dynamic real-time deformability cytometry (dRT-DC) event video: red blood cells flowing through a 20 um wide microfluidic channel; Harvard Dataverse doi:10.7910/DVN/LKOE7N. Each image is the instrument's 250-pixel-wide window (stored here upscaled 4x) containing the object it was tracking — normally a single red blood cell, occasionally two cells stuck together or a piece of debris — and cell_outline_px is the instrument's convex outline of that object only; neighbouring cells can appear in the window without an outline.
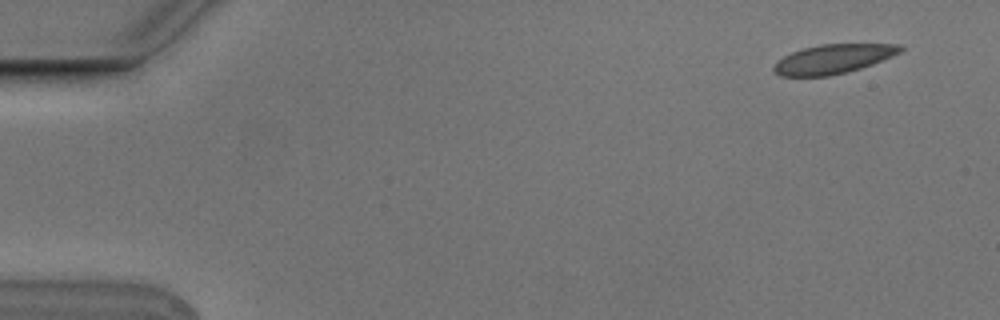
{"species": "Egyptian fruit bat (a non-hibernating species)", "species_latin": "Rousettus aegyptiacus", "temperature_condition": "cold", "stored_images_in_passage": 7, "camera_frame_rate_fps": 3000, "um_per_image_px": 0.085, "animal": {"sex": "male"}, "frame": {"image": 1, "passage_image": 1, "time_ms": 0.0, "image_size_px": [1000, 320], "cell_outline_px": [[904, 48], [900, 52], [892, 56], [872, 64], [860, 68], [828, 76], [780, 76], [772, 72], [772, 68], [784, 56], [792, 52], [804, 48], [820, 44], [900, 44]], "centroid_in_image_um": [70.81, 5.01], "position_along_channel_um": 14.2, "area_um2": 21.33}}
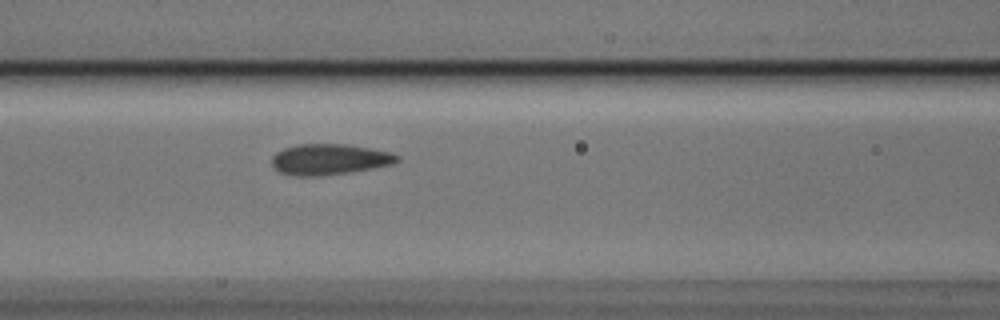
{"frame": {"image": 2, "passage_image": 7, "time_ms": 2.0, "image_size_px": [1000, 320], "cell_outline_px": [[400, 160], [392, 164], [372, 168], [348, 172], [320, 176], [296, 176], [280, 172], [272, 164], [272, 156], [276, 152], [284, 148], [300, 144], [344, 144], [392, 152], [400, 156]], "centroid_in_image_um": [28.01, 13.54], "position_along_channel_um": 138.6, "area_um2": 22.37}}